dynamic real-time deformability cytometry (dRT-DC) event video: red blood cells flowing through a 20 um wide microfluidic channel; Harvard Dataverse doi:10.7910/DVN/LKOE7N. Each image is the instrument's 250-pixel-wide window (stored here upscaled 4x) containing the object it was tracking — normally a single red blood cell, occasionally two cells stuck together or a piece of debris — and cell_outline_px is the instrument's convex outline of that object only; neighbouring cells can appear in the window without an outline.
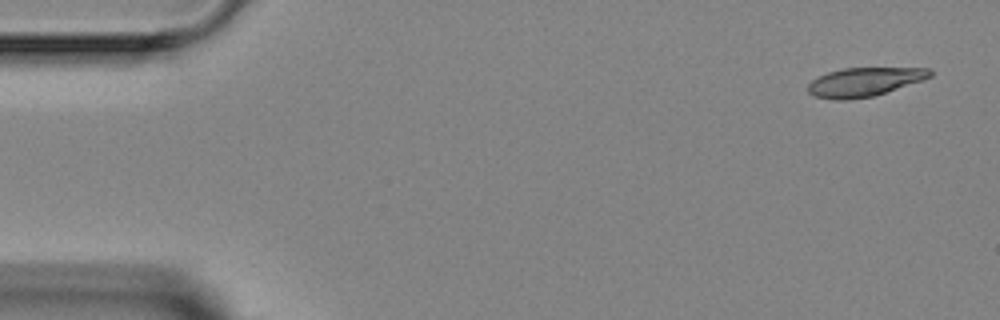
{"species": "Egyptian fruit bat (a non-hibernating species)", "species_latin": "Rousettus aegyptiacus", "temperature_condition": "room temperature", "stored_images_in_passage": 3, "camera_frame_rate_fps": 3000, "um_per_image_px": 0.085, "animal": {"sex": "female"}, "frame": {"image": 1, "passage_image": 1, "time_ms": 0.0, "image_size_px": [1000, 320], "cell_outline_px": [[932, 76], [924, 80], [872, 96], [848, 100], [836, 100], [816, 96], [808, 92], [808, 84], [812, 80], [828, 72], [844, 68], [928, 68], [932, 72]], "centroid_in_image_um": [73.47, 6.96], "position_along_channel_um": 11.5, "area_um2": 20.29}}